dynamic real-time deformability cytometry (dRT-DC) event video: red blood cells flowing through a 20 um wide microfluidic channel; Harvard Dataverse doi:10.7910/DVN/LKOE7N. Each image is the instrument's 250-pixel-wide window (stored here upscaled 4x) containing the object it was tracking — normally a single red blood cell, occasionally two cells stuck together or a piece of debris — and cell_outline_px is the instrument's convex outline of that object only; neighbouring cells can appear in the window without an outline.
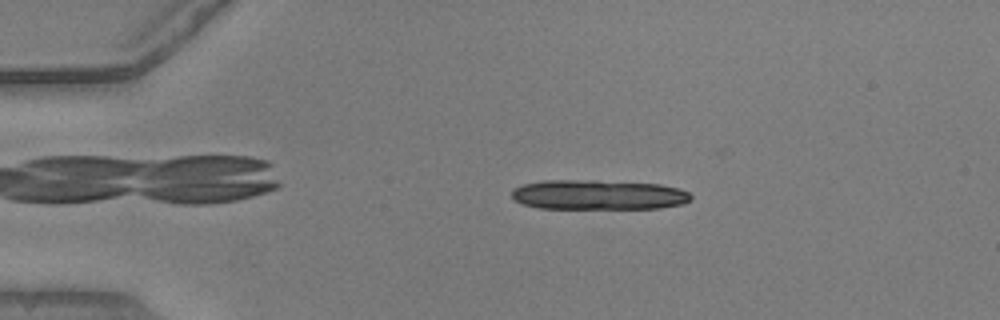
{"species": "common noctule bat (a hibernating species)", "species_latin": "Nyctalus noctula", "temperature_condition": "warm", "stored_images_in_passage": 30, "camera_frame_rate_fps": 3000, "um_per_image_px": 0.085, "animal": {"sex": "male", "body_mass_g": 20.5, "forearm_length_mm": 52.5}, "frame": {"image": 1, "passage_image": 10, "time_ms": 3.0, "image_size_px": [1000, 320], "cell_outline_px": [[692, 200], [684, 204], [660, 208], [540, 208], [524, 204], [512, 200], [512, 188], [524, 184], [544, 180], [596, 180], [660, 184], [680, 188], [688, 192], [692, 196]], "centroid_in_image_um": [50.88, 16.55], "position_along_channel_um": 34.1, "area_um2": 31.39}}
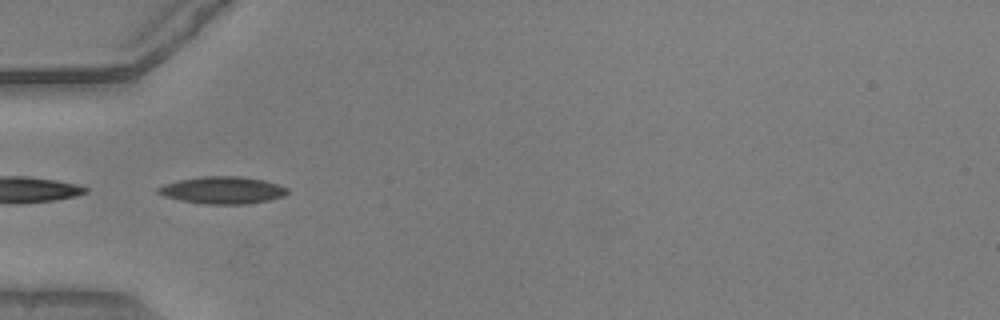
{"frame": {"image": 2, "passage_image": 17, "time_ms": 5.333, "image_size_px": [1000, 320], "cell_outline_px": [[288, 192], [284, 196], [268, 200], [248, 204], [204, 204], [180, 200], [164, 196], [156, 192], [156, 188], [164, 184], [180, 180], [204, 176], [240, 176], [264, 180], [288, 188]], "centroid_in_image_um": [18.91, 16.17], "position_along_channel_um": 66.1, "area_um2": 20.46}}
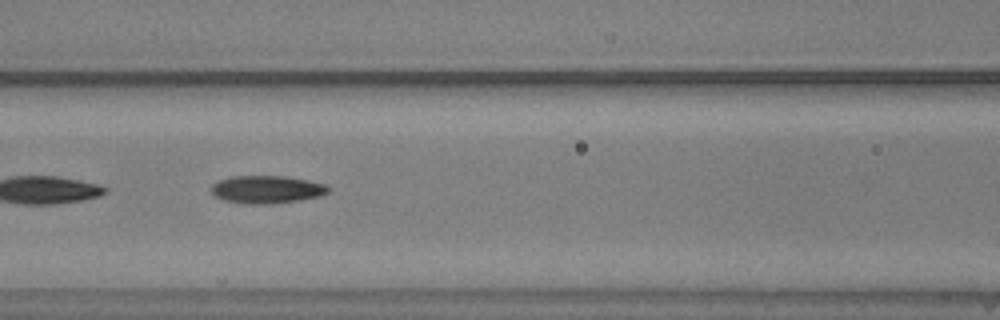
{"frame": {"image": 3, "passage_image": 23, "time_ms": 7.333, "image_size_px": [1000, 320], "cell_outline_px": [[332, 188], [328, 192], [320, 196], [300, 200], [272, 204], [244, 204], [224, 200], [216, 196], [212, 192], [212, 184], [228, 176], [284, 176], [308, 180], [324, 184]], "centroid_in_image_um": [22.69, 16.1], "position_along_channel_um": 143.9, "area_um2": 19.02}}